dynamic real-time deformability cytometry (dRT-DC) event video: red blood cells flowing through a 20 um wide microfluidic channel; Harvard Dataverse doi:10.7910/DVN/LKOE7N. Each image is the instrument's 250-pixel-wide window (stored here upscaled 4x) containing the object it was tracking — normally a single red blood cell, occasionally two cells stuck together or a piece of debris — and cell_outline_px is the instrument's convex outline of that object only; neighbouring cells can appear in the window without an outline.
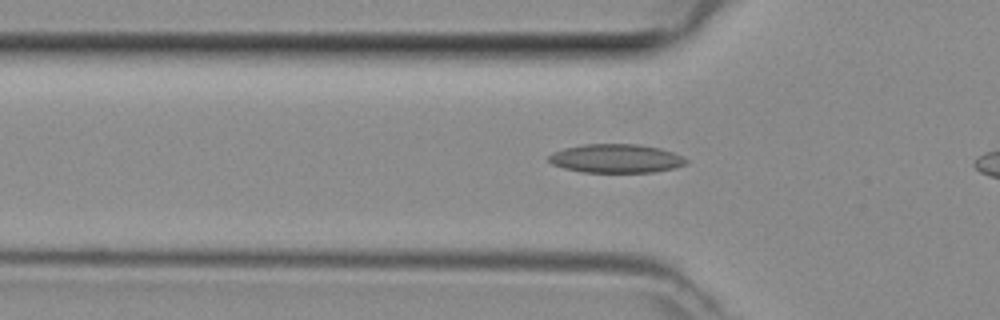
{"species": "common noctule bat (a hibernating species)", "species_latin": "Nyctalus noctula", "temperature_condition": "room temperature", "stored_images_in_passage": 13, "camera_frame_rate_fps": 3000, "um_per_image_px": 0.085, "animal": {"sex": "female", "body_mass_g": 29.2, "forearm_length_mm": 56.3}, "frame": {"image": 1, "passage_image": 2, "time_ms": 0.333, "image_size_px": [1000, 320], "cell_outline_px": [[688, 164], [676, 168], [652, 172], [580, 172], [564, 168], [552, 164], [548, 160], [548, 156], [552, 152], [564, 148], [584, 144], [640, 144], [660, 148], [684, 156], [688, 160]], "centroid_in_image_um": [52.39, 13.47], "position_along_channel_um": 73.4, "area_um2": 23.24}}
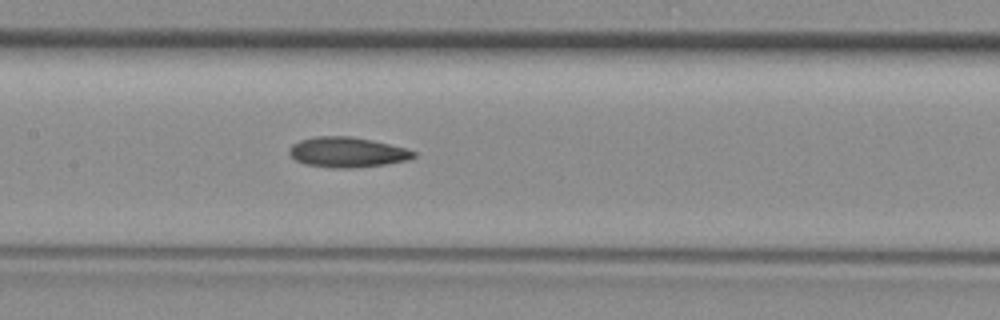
{"frame": {"image": 2, "passage_image": 9, "time_ms": 2.667, "image_size_px": [1000, 320], "cell_outline_px": [[416, 156], [408, 160], [384, 164], [352, 168], [332, 168], [304, 164], [296, 160], [288, 152], [292, 144], [300, 140], [316, 136], [352, 136], [372, 140], [404, 148], [416, 152]], "centroid_in_image_um": [29.49, 12.94], "position_along_channel_um": 177.9, "area_um2": 21.79}}
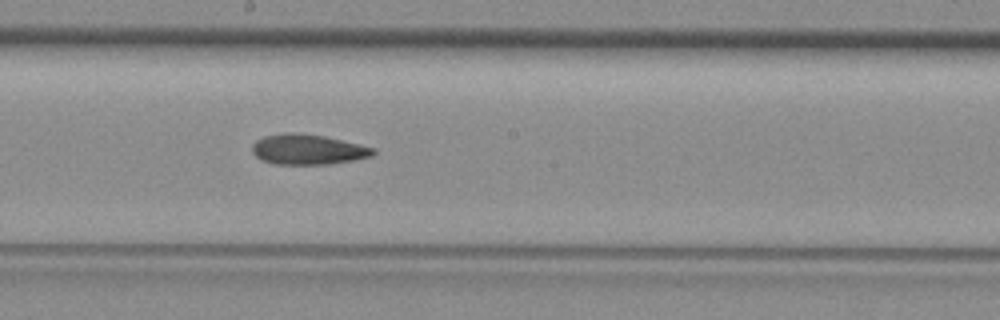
{"frame": {"image": 3, "passage_image": 12, "time_ms": 3.667, "image_size_px": [1000, 320], "cell_outline_px": [[376, 152], [372, 156], [352, 160], [328, 164], [272, 164], [256, 156], [252, 152], [252, 144], [256, 140], [264, 136], [284, 132], [296, 132], [324, 136], [360, 144], [376, 148]], "centroid_in_image_um": [26.16, 12.69], "position_along_channel_um": 222.0, "area_um2": 21.39}}